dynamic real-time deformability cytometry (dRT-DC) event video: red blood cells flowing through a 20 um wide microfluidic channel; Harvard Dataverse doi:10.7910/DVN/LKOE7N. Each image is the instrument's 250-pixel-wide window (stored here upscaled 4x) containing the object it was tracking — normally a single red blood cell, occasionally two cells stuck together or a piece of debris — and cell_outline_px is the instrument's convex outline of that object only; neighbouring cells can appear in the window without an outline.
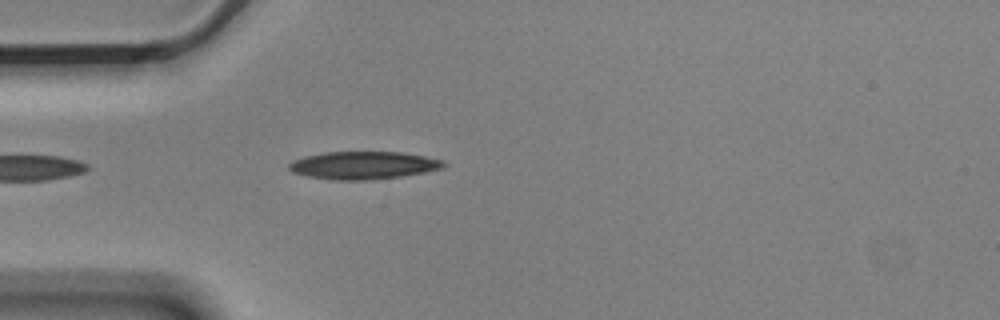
{"species": "Egyptian fruit bat (a non-hibernating species)", "species_latin": "Rousettus aegyptiacus", "temperature_condition": "cold", "stored_images_in_passage": 5, "camera_frame_rate_fps": 3000, "um_per_image_px": 0.085, "animal": {"sex": "male"}, "frame": {"image": 1, "passage_image": 5, "time_ms": 1.333, "image_size_px": [1000, 320], "cell_outline_px": [[448, 164], [444, 168], [424, 172], [400, 176], [368, 180], [332, 180], [308, 176], [292, 172], [288, 168], [288, 164], [292, 160], [304, 156], [324, 152], [400, 152], [424, 156], [444, 160]], "centroid_in_image_um": [30.88, 14.05], "position_along_channel_um": 54.1, "area_um2": 25.09}}